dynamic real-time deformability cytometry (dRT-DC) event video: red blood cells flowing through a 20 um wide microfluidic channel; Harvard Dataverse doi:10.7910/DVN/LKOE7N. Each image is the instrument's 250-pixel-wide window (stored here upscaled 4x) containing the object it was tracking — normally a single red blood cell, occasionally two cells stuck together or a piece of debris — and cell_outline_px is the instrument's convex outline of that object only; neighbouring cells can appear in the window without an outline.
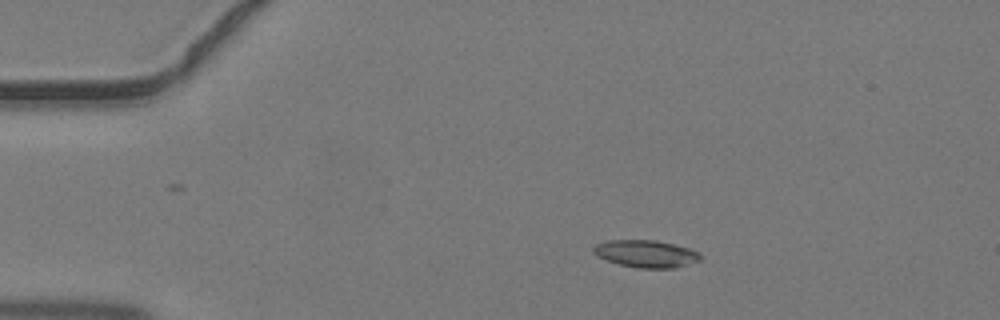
{"species": "common noctule bat (a hibernating species)", "species_latin": "Nyctalus noctula", "temperature_condition": "warm", "stored_images_in_passage": 18, "camera_frame_rate_fps": 3000, "um_per_image_px": 0.085, "animal": {"sex": "male", "body_mass_g": 19.2, "forearm_length_mm": 51.8}, "frame": {"image": 1, "passage_image": 1, "time_ms": 0.0, "image_size_px": [1000, 320], "cell_outline_px": [[700, 260], [676, 268], [636, 268], [620, 264], [596, 256], [592, 252], [592, 248], [596, 244], [608, 240], [656, 240], [688, 248], [700, 252]], "centroid_in_image_um": [54.89, 21.57], "position_along_channel_um": 30.1, "area_um2": 16.99}}
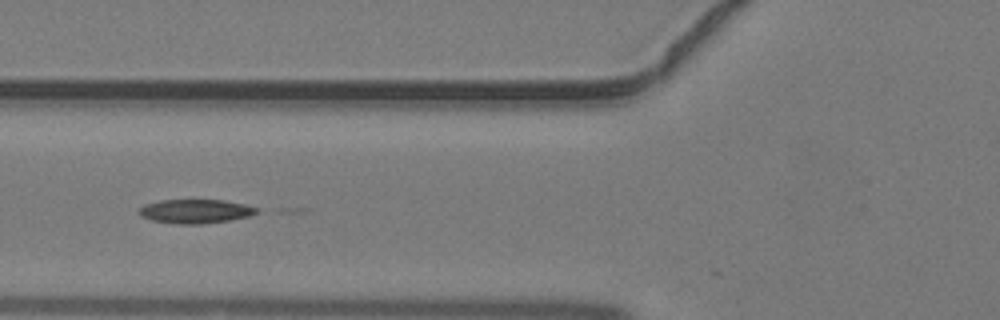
{"frame": {"image": 2, "passage_image": 10, "time_ms": 3.0, "image_size_px": [1000, 320], "cell_outline_px": [[260, 212], [248, 216], [228, 220], [200, 224], [176, 224], [152, 220], [140, 216], [136, 212], [144, 204], [160, 200], [224, 200], [244, 204], [260, 208]], "centroid_in_image_um": [16.59, 17.95], "position_along_channel_um": 109.2, "area_um2": 16.53}}
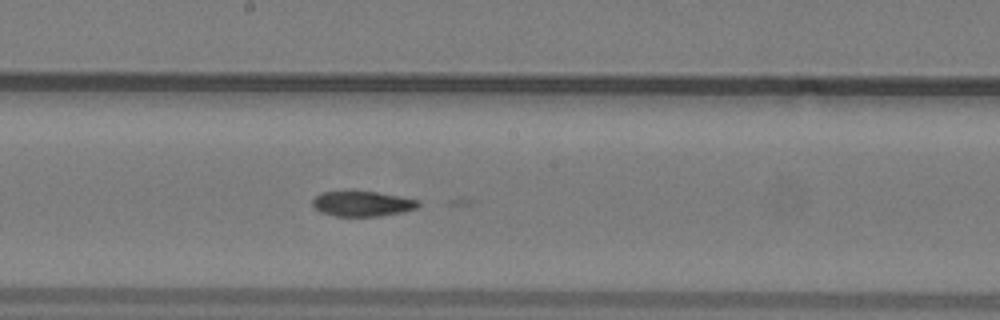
{"frame": {"image": 3, "passage_image": 17, "time_ms": 5.333, "image_size_px": [1000, 320], "cell_outline_px": [[420, 204], [416, 208], [404, 212], [380, 216], [336, 216], [320, 212], [312, 204], [312, 200], [316, 196], [324, 192], [352, 188], [376, 192], [420, 200]], "centroid_in_image_um": [30.78, 17.28], "position_along_channel_um": 217.4, "area_um2": 16.07}}